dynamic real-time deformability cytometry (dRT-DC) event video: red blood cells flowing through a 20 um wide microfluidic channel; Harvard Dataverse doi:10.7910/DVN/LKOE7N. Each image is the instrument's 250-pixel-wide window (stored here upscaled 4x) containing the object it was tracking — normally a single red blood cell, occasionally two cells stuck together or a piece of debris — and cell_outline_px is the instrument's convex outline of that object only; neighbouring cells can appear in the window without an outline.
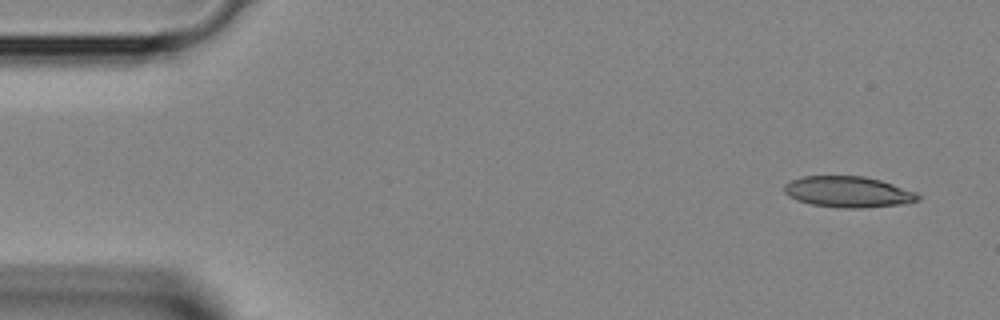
{"species": "Egyptian fruit bat (a non-hibernating species)", "species_latin": "Rousettus aegyptiacus", "temperature_condition": "room temperature", "stored_images_in_passage": 4, "segment_of_instrument_passage": [1, 2], "camera_frame_rate_fps": 3000, "um_per_image_px": 0.085, "animal": {"sex": "female"}, "frame": {"image": 1, "passage_image": 1, "time_ms": 0.0, "image_size_px": [1000, 320], "cell_outline_px": [[920, 200], [904, 204], [860, 208], [840, 208], [812, 204], [796, 200], [788, 196], [784, 192], [784, 184], [792, 180], [804, 176], [864, 176], [880, 180], [916, 192], [920, 196]], "centroid_in_image_um": [72.09, 16.31], "position_along_channel_um": 12.9, "area_um2": 24.16}}